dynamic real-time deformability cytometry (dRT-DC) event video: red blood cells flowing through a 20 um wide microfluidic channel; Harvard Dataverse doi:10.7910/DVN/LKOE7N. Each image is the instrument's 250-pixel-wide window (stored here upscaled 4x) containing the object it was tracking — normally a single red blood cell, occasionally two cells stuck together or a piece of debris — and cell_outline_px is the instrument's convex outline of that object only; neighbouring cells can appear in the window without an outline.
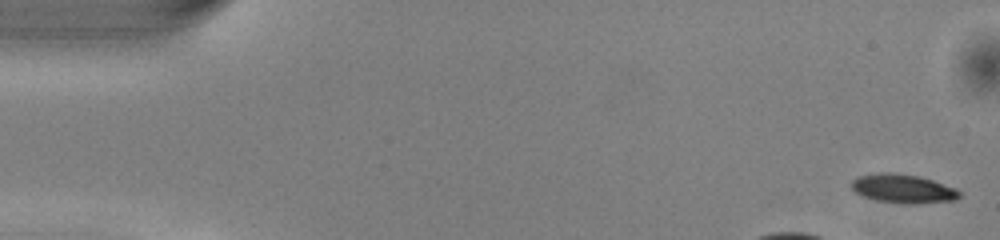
{"species": "common noctule bat (a hibernating species)", "species_latin": "Nyctalus noctula", "temperature_condition": "warm", "stored_images_in_passage": 13, "camera_frame_rate_fps": 3000, "um_per_image_px": 0.085, "animal": {"sex": "male", "body_mass_g": 13.0, "forearm_length_mm": 53.1}, "frame": {"image": 1, "passage_image": 1, "time_ms": 0.0, "image_size_px": [1000, 240], "cell_outline_px": [[960, 196], [956, 200], [920, 204], [904, 204], [876, 200], [864, 196], [856, 192], [852, 188], [852, 180], [856, 176], [880, 172], [892, 172], [920, 176], [956, 188], [960, 192]], "centroid_in_image_um": [76.77, 16.03], "position_along_channel_um": 8.2, "area_um2": 18.32}}